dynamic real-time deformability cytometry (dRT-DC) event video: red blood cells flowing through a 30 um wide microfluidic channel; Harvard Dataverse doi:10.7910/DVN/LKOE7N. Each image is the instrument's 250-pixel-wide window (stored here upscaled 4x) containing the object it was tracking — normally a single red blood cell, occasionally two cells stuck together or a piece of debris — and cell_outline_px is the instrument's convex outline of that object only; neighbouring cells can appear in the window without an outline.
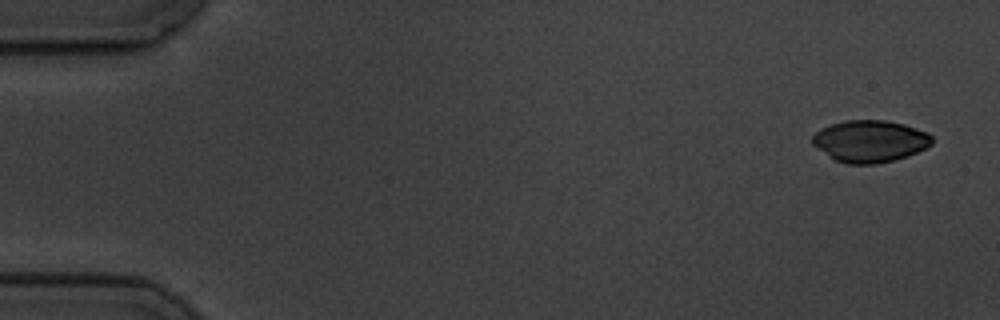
{"species": "common noctule bat (a hibernating species)", "species_latin": "Nyctalus noctula", "temperature_condition": "cold", "stored_images_in_passage": 5, "camera_frame_rate_fps": 3000, "um_per_image_px": 0.085, "animal": {"sex": "male", "body_mass_g": 19.5, "forearm_length_mm": 54.6}, "frame": {"image": 1, "passage_image": 1, "time_ms": 0.0, "image_size_px": [1000, 320], "cell_outline_px": [[932, 144], [908, 156], [876, 164], [848, 164], [832, 160], [816, 148], [812, 144], [812, 136], [820, 128], [844, 120], [884, 120], [904, 124], [928, 132], [932, 136]], "centroid_in_image_um": [73.91, 12.0], "position_along_channel_um": 11.1, "area_um2": 29.42}}